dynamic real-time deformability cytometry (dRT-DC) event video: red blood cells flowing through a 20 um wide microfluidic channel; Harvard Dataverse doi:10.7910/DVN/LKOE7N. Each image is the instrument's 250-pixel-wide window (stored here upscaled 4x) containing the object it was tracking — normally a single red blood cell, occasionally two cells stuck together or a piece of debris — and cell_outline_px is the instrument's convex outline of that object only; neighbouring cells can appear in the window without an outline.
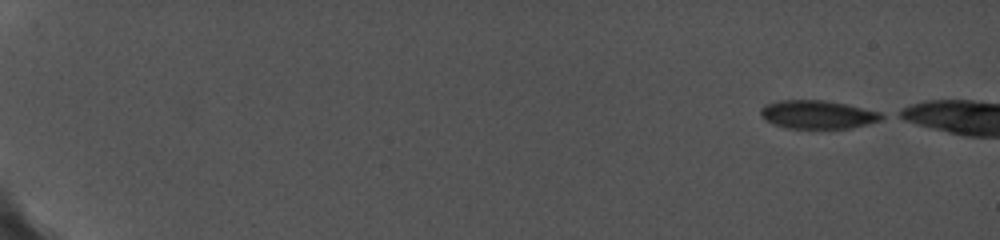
{"species": "common noctule bat (a hibernating species)", "species_latin": "Nyctalus noctula", "temperature_condition": "cold", "stored_images_in_passage": 33, "camera_frame_rate_fps": 5000, "um_per_image_px": 0.085, "animal": {"sex": "female", "body_mass_g": 19.0, "forearm_length_mm": 56.7}, "frame": {"image": 1, "passage_image": 1, "time_ms": 0.0, "image_size_px": [1000, 240], "cell_outline_px": [[888, 116], [880, 120], [848, 128], [792, 128], [776, 124], [768, 120], [760, 112], [760, 108], [768, 104], [784, 100], [824, 100], [844, 104], [880, 112]], "centroid_in_image_um": [69.55, 9.73], "position_along_channel_um": 15.5, "area_um2": 19.36}}
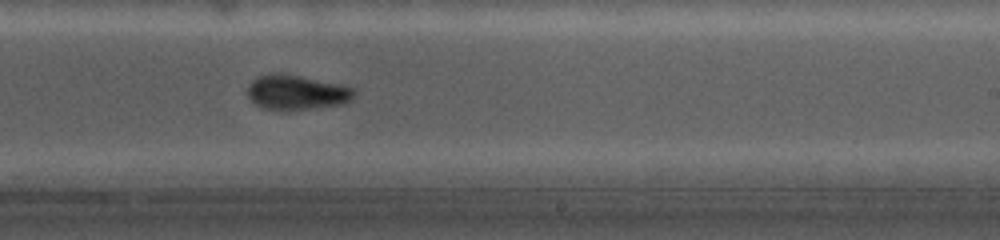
{"frame": {"image": 2, "passage_image": 24, "time_ms": 11.4, "image_size_px": [1000, 240], "cell_outline_px": [[356, 92], [352, 100], [340, 104], [308, 108], [260, 108], [248, 96], [248, 84], [252, 80], [260, 76], [276, 72], [280, 72], [340, 84], [352, 88]], "centroid_in_image_um": [25.2, 7.81], "position_along_channel_um": 263.8, "area_um2": 21.04}}
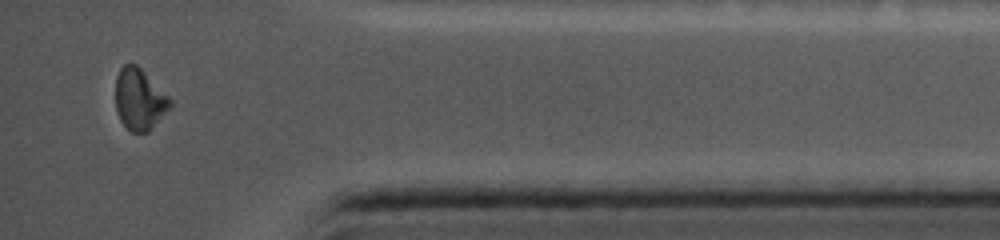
{"frame": {"image": 3, "passage_image": 33, "time_ms": 15.8, "image_size_px": [1000, 240], "cell_outline_px": [[172, 104], [148, 132], [132, 132], [120, 120], [116, 112], [116, 76], [120, 68], [124, 64], [136, 64], [172, 100]], "centroid_in_image_um": [11.82, 8.44], "position_along_channel_um": 423.4, "area_um2": 19.13}, "authors_computed_cell_mechanics": {"area_um2": 20.7502, "velocity_mm_per_s": 3.7896, "shape_relaxation_time_tau1_ms": null, "shape_relaxation_time_tau2_ms": 1.2622, "deformation_change_tau1": null, "deformation_change_tau2": 0.0478}}